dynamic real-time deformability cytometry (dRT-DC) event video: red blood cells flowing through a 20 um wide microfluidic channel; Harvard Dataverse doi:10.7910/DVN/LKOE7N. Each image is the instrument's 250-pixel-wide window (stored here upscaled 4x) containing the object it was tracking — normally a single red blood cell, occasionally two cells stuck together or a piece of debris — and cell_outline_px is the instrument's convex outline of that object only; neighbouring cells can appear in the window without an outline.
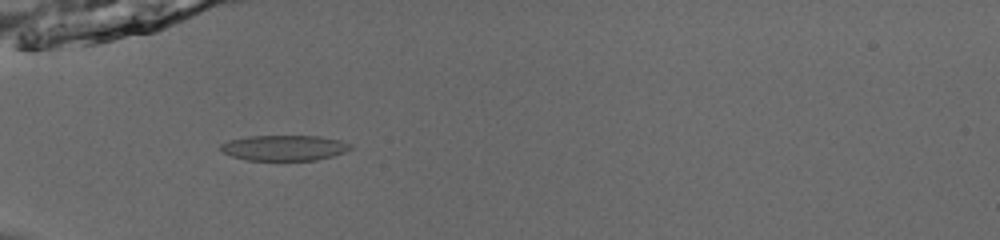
{"species": "common noctule bat (a hibernating species)", "species_latin": "Nyctalus noctula", "temperature_condition": "room temperature", "stored_images_in_passage": 55, "camera_frame_rate_fps": 3000, "um_per_image_px": 0.085, "animal": {"sex": "male", "body_mass_g": 13.0, "forearm_length_mm": 53.1}, "frame": {"image": 1, "passage_image": 20, "time_ms": 6.333, "image_size_px": [1000, 240], "cell_outline_px": [[352, 148], [344, 152], [332, 156], [316, 160], [248, 160], [232, 156], [224, 152], [220, 148], [220, 144], [228, 140], [248, 136], [320, 136], [340, 140], [352, 144]], "centroid_in_image_um": [24.17, 12.56], "position_along_channel_um": 60.8, "area_um2": 19.25}}
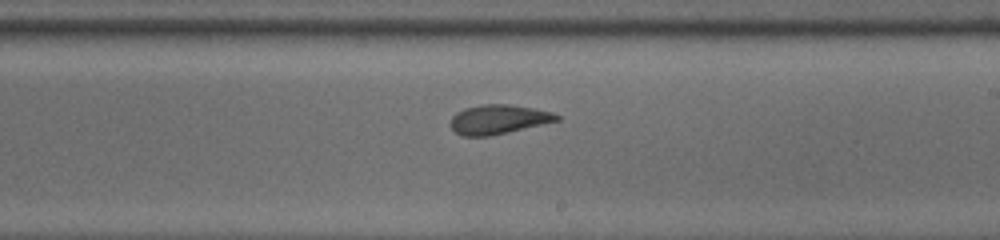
{"frame": {"image": 2, "passage_image": 35, "time_ms": 11.333, "image_size_px": [1000, 240], "cell_outline_px": [[560, 120], [488, 136], [460, 136], [448, 124], [452, 116], [456, 112], [464, 108], [484, 104], [508, 104], [532, 108], [552, 112], [560, 116]], "centroid_in_image_um": [42.31, 10.14], "position_along_channel_um": 246.7, "area_um2": 18.03}}
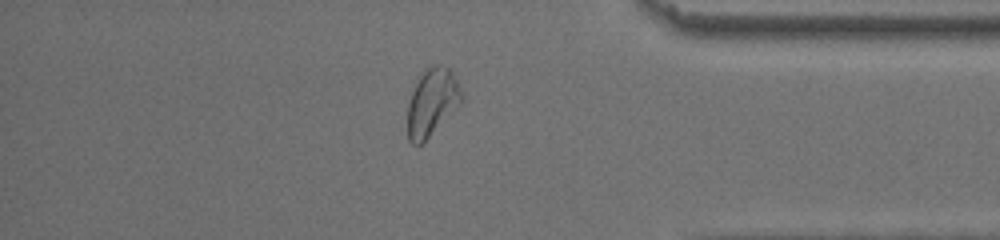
{"frame": {"image": 3, "passage_image": 48, "time_ms": 15.667, "image_size_px": [1000, 240], "cell_outline_px": [[464, 100], [420, 144], [412, 144], [408, 140], [408, 104], [412, 92], [420, 76], [432, 64], [440, 64], [448, 68], [452, 72], [464, 96]], "centroid_in_image_um": [36.73, 8.66], "position_along_channel_um": 398.5, "area_um2": 20.63}, "authors_computed_cell_mechanics": {"area_um2": 19.4208, "velocity_mm_per_s": 3.8544, "shape_relaxation_time_tau1_ms": 3.3401, "shape_relaxation_time_tau2_ms": 2.2511, "deformation_change_tau1": 0.1382, "deformation_change_tau2": 0.0405}}